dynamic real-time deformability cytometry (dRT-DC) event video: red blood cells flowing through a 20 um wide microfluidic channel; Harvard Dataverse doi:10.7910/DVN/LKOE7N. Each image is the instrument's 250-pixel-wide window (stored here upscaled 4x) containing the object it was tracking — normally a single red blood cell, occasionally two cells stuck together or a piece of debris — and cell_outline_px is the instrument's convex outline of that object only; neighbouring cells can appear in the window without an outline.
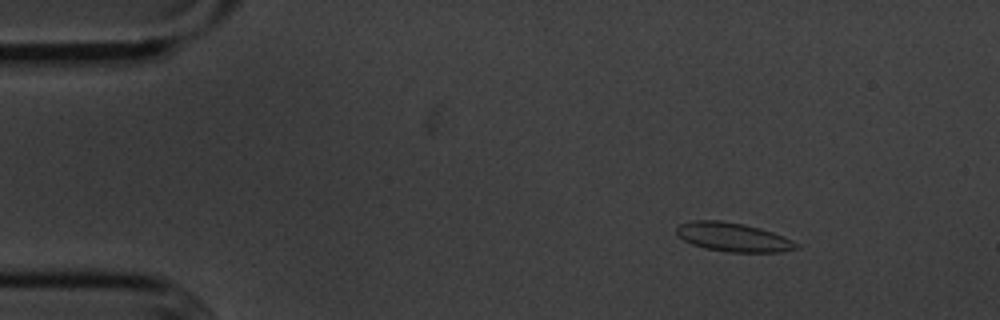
{"species": "common noctule bat (a hibernating species)", "species_latin": "Nyctalus noctula", "temperature_condition": "cold", "stored_images_in_passage": 7, "camera_frame_rate_fps": 3000, "um_per_image_px": 0.085, "animal": {"sex": "male", "body_mass_g": 20.1, "forearm_length_mm": 53.5}, "frame": {"image": 1, "passage_image": 3, "time_ms": 2.333, "image_size_px": [1000, 320], "cell_outline_px": [[800, 248], [780, 252], [728, 252], [704, 248], [692, 244], [676, 236], [676, 228], [680, 224], [696, 220], [720, 220], [744, 224], [760, 228], [784, 236], [800, 244]], "centroid_in_image_um": [62.33, 20.16], "position_along_channel_um": 22.7, "area_um2": 20.29}}
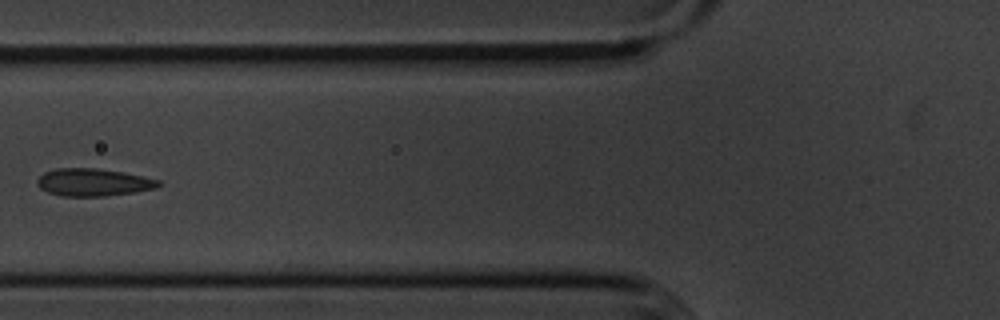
{"frame": {"image": 2, "passage_image": 7, "time_ms": 7.0, "image_size_px": [1000, 320], "cell_outline_px": [[160, 184], [156, 188], [132, 192], [104, 196], [64, 196], [48, 192], [40, 188], [36, 184], [36, 180], [44, 172], [56, 168], [96, 168], [124, 172], [160, 180]], "centroid_in_image_um": [7.9, 15.49], "position_along_channel_um": 117.9, "area_um2": 19.36}}